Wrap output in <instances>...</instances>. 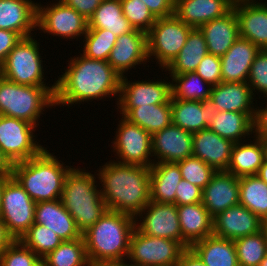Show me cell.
Wrapping results in <instances>:
<instances>
[{
    "label": "cell",
    "instance_id": "cell-1",
    "mask_svg": "<svg viewBox=\"0 0 267 266\" xmlns=\"http://www.w3.org/2000/svg\"><path fill=\"white\" fill-rule=\"evenodd\" d=\"M79 55L70 57L65 73L55 80V107H72L90 100L111 99L112 96L118 100L122 76L108 61L88 58L82 53Z\"/></svg>",
    "mask_w": 267,
    "mask_h": 266
},
{
    "label": "cell",
    "instance_id": "cell-2",
    "mask_svg": "<svg viewBox=\"0 0 267 266\" xmlns=\"http://www.w3.org/2000/svg\"><path fill=\"white\" fill-rule=\"evenodd\" d=\"M99 167L96 172L108 210L136 217L150 202V168L114 159Z\"/></svg>",
    "mask_w": 267,
    "mask_h": 266
},
{
    "label": "cell",
    "instance_id": "cell-3",
    "mask_svg": "<svg viewBox=\"0 0 267 266\" xmlns=\"http://www.w3.org/2000/svg\"><path fill=\"white\" fill-rule=\"evenodd\" d=\"M134 229L135 217L107 210L82 233L90 264L126 262Z\"/></svg>",
    "mask_w": 267,
    "mask_h": 266
},
{
    "label": "cell",
    "instance_id": "cell-4",
    "mask_svg": "<svg viewBox=\"0 0 267 266\" xmlns=\"http://www.w3.org/2000/svg\"><path fill=\"white\" fill-rule=\"evenodd\" d=\"M47 149L26 161L14 163L12 168V176L36 203L60 199L66 174L73 167Z\"/></svg>",
    "mask_w": 267,
    "mask_h": 266
},
{
    "label": "cell",
    "instance_id": "cell-5",
    "mask_svg": "<svg viewBox=\"0 0 267 266\" xmlns=\"http://www.w3.org/2000/svg\"><path fill=\"white\" fill-rule=\"evenodd\" d=\"M96 175V172L92 174L85 168L75 166L65 177L60 199L81 233L94 225L108 210Z\"/></svg>",
    "mask_w": 267,
    "mask_h": 266
},
{
    "label": "cell",
    "instance_id": "cell-6",
    "mask_svg": "<svg viewBox=\"0 0 267 266\" xmlns=\"http://www.w3.org/2000/svg\"><path fill=\"white\" fill-rule=\"evenodd\" d=\"M53 107L55 96L46 87L17 84L0 75V115L25 120L38 127L45 109Z\"/></svg>",
    "mask_w": 267,
    "mask_h": 266
},
{
    "label": "cell",
    "instance_id": "cell-7",
    "mask_svg": "<svg viewBox=\"0 0 267 266\" xmlns=\"http://www.w3.org/2000/svg\"><path fill=\"white\" fill-rule=\"evenodd\" d=\"M33 37L22 38L9 52L0 67V75L17 84L46 87L55 96L56 82L49 86L46 83L40 43Z\"/></svg>",
    "mask_w": 267,
    "mask_h": 266
},
{
    "label": "cell",
    "instance_id": "cell-8",
    "mask_svg": "<svg viewBox=\"0 0 267 266\" xmlns=\"http://www.w3.org/2000/svg\"><path fill=\"white\" fill-rule=\"evenodd\" d=\"M191 29L192 27L182 22L175 14L156 18L147 32L149 61L155 58L163 72L181 51Z\"/></svg>",
    "mask_w": 267,
    "mask_h": 266
},
{
    "label": "cell",
    "instance_id": "cell-9",
    "mask_svg": "<svg viewBox=\"0 0 267 266\" xmlns=\"http://www.w3.org/2000/svg\"><path fill=\"white\" fill-rule=\"evenodd\" d=\"M185 250L179 241L151 237L135 228L126 262L131 266H176Z\"/></svg>",
    "mask_w": 267,
    "mask_h": 266
},
{
    "label": "cell",
    "instance_id": "cell-10",
    "mask_svg": "<svg viewBox=\"0 0 267 266\" xmlns=\"http://www.w3.org/2000/svg\"><path fill=\"white\" fill-rule=\"evenodd\" d=\"M36 202L10 176L3 185L0 218L7 232L17 240L34 224Z\"/></svg>",
    "mask_w": 267,
    "mask_h": 266
},
{
    "label": "cell",
    "instance_id": "cell-11",
    "mask_svg": "<svg viewBox=\"0 0 267 266\" xmlns=\"http://www.w3.org/2000/svg\"><path fill=\"white\" fill-rule=\"evenodd\" d=\"M36 129L25 120L0 115V150L12 164L35 157L45 148L34 138Z\"/></svg>",
    "mask_w": 267,
    "mask_h": 266
},
{
    "label": "cell",
    "instance_id": "cell-12",
    "mask_svg": "<svg viewBox=\"0 0 267 266\" xmlns=\"http://www.w3.org/2000/svg\"><path fill=\"white\" fill-rule=\"evenodd\" d=\"M87 28L88 20L62 0L44 6L37 2L36 31L78 41V38L84 37Z\"/></svg>",
    "mask_w": 267,
    "mask_h": 266
},
{
    "label": "cell",
    "instance_id": "cell-13",
    "mask_svg": "<svg viewBox=\"0 0 267 266\" xmlns=\"http://www.w3.org/2000/svg\"><path fill=\"white\" fill-rule=\"evenodd\" d=\"M121 117L116 128L114 140L111 142L112 152H115L114 155L118 159L114 161L121 164H135L150 168L154 164L151 135L124 116Z\"/></svg>",
    "mask_w": 267,
    "mask_h": 266
},
{
    "label": "cell",
    "instance_id": "cell-14",
    "mask_svg": "<svg viewBox=\"0 0 267 266\" xmlns=\"http://www.w3.org/2000/svg\"><path fill=\"white\" fill-rule=\"evenodd\" d=\"M154 80H137L132 82L127 76L121 77L117 112L125 116L132 108L149 104H163L171 102L172 81L168 77ZM169 80V81H168Z\"/></svg>",
    "mask_w": 267,
    "mask_h": 266
},
{
    "label": "cell",
    "instance_id": "cell-15",
    "mask_svg": "<svg viewBox=\"0 0 267 266\" xmlns=\"http://www.w3.org/2000/svg\"><path fill=\"white\" fill-rule=\"evenodd\" d=\"M135 228L148 236L176 240L182 244L175 204L150 201L135 217Z\"/></svg>",
    "mask_w": 267,
    "mask_h": 266
},
{
    "label": "cell",
    "instance_id": "cell-16",
    "mask_svg": "<svg viewBox=\"0 0 267 266\" xmlns=\"http://www.w3.org/2000/svg\"><path fill=\"white\" fill-rule=\"evenodd\" d=\"M148 58L147 33L138 29L117 37L111 50L108 63L120 75H128L129 69L142 64L146 65ZM137 65V66H136Z\"/></svg>",
    "mask_w": 267,
    "mask_h": 266
},
{
    "label": "cell",
    "instance_id": "cell-17",
    "mask_svg": "<svg viewBox=\"0 0 267 266\" xmlns=\"http://www.w3.org/2000/svg\"><path fill=\"white\" fill-rule=\"evenodd\" d=\"M154 163L183 160L193 155V133L171 124L151 135Z\"/></svg>",
    "mask_w": 267,
    "mask_h": 266
},
{
    "label": "cell",
    "instance_id": "cell-18",
    "mask_svg": "<svg viewBox=\"0 0 267 266\" xmlns=\"http://www.w3.org/2000/svg\"><path fill=\"white\" fill-rule=\"evenodd\" d=\"M233 9L238 20L239 35L259 49H267V2L235 0Z\"/></svg>",
    "mask_w": 267,
    "mask_h": 266
},
{
    "label": "cell",
    "instance_id": "cell-19",
    "mask_svg": "<svg viewBox=\"0 0 267 266\" xmlns=\"http://www.w3.org/2000/svg\"><path fill=\"white\" fill-rule=\"evenodd\" d=\"M263 228L264 222L240 203L213 217V235L230 240L256 234Z\"/></svg>",
    "mask_w": 267,
    "mask_h": 266
},
{
    "label": "cell",
    "instance_id": "cell-20",
    "mask_svg": "<svg viewBox=\"0 0 267 266\" xmlns=\"http://www.w3.org/2000/svg\"><path fill=\"white\" fill-rule=\"evenodd\" d=\"M172 124L191 133L207 129L218 112L209 99L203 101L171 98Z\"/></svg>",
    "mask_w": 267,
    "mask_h": 266
},
{
    "label": "cell",
    "instance_id": "cell-21",
    "mask_svg": "<svg viewBox=\"0 0 267 266\" xmlns=\"http://www.w3.org/2000/svg\"><path fill=\"white\" fill-rule=\"evenodd\" d=\"M202 203L212 217L239 204V178L226 171H217L203 188Z\"/></svg>",
    "mask_w": 267,
    "mask_h": 266
},
{
    "label": "cell",
    "instance_id": "cell-22",
    "mask_svg": "<svg viewBox=\"0 0 267 266\" xmlns=\"http://www.w3.org/2000/svg\"><path fill=\"white\" fill-rule=\"evenodd\" d=\"M234 142L222 138L210 129L193 133V156L217 171H226L230 160Z\"/></svg>",
    "mask_w": 267,
    "mask_h": 266
},
{
    "label": "cell",
    "instance_id": "cell-23",
    "mask_svg": "<svg viewBox=\"0 0 267 266\" xmlns=\"http://www.w3.org/2000/svg\"><path fill=\"white\" fill-rule=\"evenodd\" d=\"M235 0H175L174 14L192 28L225 16Z\"/></svg>",
    "mask_w": 267,
    "mask_h": 266
},
{
    "label": "cell",
    "instance_id": "cell-24",
    "mask_svg": "<svg viewBox=\"0 0 267 266\" xmlns=\"http://www.w3.org/2000/svg\"><path fill=\"white\" fill-rule=\"evenodd\" d=\"M34 223L52 229L63 241L82 237L75 220L65 209L61 199L36 203Z\"/></svg>",
    "mask_w": 267,
    "mask_h": 266
},
{
    "label": "cell",
    "instance_id": "cell-25",
    "mask_svg": "<svg viewBox=\"0 0 267 266\" xmlns=\"http://www.w3.org/2000/svg\"><path fill=\"white\" fill-rule=\"evenodd\" d=\"M260 49L239 37L221 56L222 82H247L251 65Z\"/></svg>",
    "mask_w": 267,
    "mask_h": 266
},
{
    "label": "cell",
    "instance_id": "cell-26",
    "mask_svg": "<svg viewBox=\"0 0 267 266\" xmlns=\"http://www.w3.org/2000/svg\"><path fill=\"white\" fill-rule=\"evenodd\" d=\"M36 19L35 1L0 0V29L19 33L23 38L30 37L36 30Z\"/></svg>",
    "mask_w": 267,
    "mask_h": 266
},
{
    "label": "cell",
    "instance_id": "cell-27",
    "mask_svg": "<svg viewBox=\"0 0 267 266\" xmlns=\"http://www.w3.org/2000/svg\"><path fill=\"white\" fill-rule=\"evenodd\" d=\"M177 212L186 249L213 234V217L202 202L177 206Z\"/></svg>",
    "mask_w": 267,
    "mask_h": 266
},
{
    "label": "cell",
    "instance_id": "cell-28",
    "mask_svg": "<svg viewBox=\"0 0 267 266\" xmlns=\"http://www.w3.org/2000/svg\"><path fill=\"white\" fill-rule=\"evenodd\" d=\"M210 100L216 105L217 111L239 113H254L253 101H258L247 82H221L214 85L211 88Z\"/></svg>",
    "mask_w": 267,
    "mask_h": 266
},
{
    "label": "cell",
    "instance_id": "cell-29",
    "mask_svg": "<svg viewBox=\"0 0 267 266\" xmlns=\"http://www.w3.org/2000/svg\"><path fill=\"white\" fill-rule=\"evenodd\" d=\"M199 29L205 37L208 53L219 57L223 56L240 37L234 9L221 18L205 23Z\"/></svg>",
    "mask_w": 267,
    "mask_h": 266
},
{
    "label": "cell",
    "instance_id": "cell-30",
    "mask_svg": "<svg viewBox=\"0 0 267 266\" xmlns=\"http://www.w3.org/2000/svg\"><path fill=\"white\" fill-rule=\"evenodd\" d=\"M181 180L177 163H154L150 167V201L175 204L176 189Z\"/></svg>",
    "mask_w": 267,
    "mask_h": 266
},
{
    "label": "cell",
    "instance_id": "cell-31",
    "mask_svg": "<svg viewBox=\"0 0 267 266\" xmlns=\"http://www.w3.org/2000/svg\"><path fill=\"white\" fill-rule=\"evenodd\" d=\"M252 139L234 144L226 172L238 178L257 174L265 159L264 148L259 138Z\"/></svg>",
    "mask_w": 267,
    "mask_h": 266
},
{
    "label": "cell",
    "instance_id": "cell-32",
    "mask_svg": "<svg viewBox=\"0 0 267 266\" xmlns=\"http://www.w3.org/2000/svg\"><path fill=\"white\" fill-rule=\"evenodd\" d=\"M206 266H239L234 240L210 235L190 247Z\"/></svg>",
    "mask_w": 267,
    "mask_h": 266
},
{
    "label": "cell",
    "instance_id": "cell-33",
    "mask_svg": "<svg viewBox=\"0 0 267 266\" xmlns=\"http://www.w3.org/2000/svg\"><path fill=\"white\" fill-rule=\"evenodd\" d=\"M254 113H239L234 111H218L212 124L208 127L222 138L234 143L252 138V118ZM247 136V137H246Z\"/></svg>",
    "mask_w": 267,
    "mask_h": 266
},
{
    "label": "cell",
    "instance_id": "cell-34",
    "mask_svg": "<svg viewBox=\"0 0 267 266\" xmlns=\"http://www.w3.org/2000/svg\"><path fill=\"white\" fill-rule=\"evenodd\" d=\"M207 53L203 32L199 28H192L181 51L164 71L169 74L195 72Z\"/></svg>",
    "mask_w": 267,
    "mask_h": 266
},
{
    "label": "cell",
    "instance_id": "cell-35",
    "mask_svg": "<svg viewBox=\"0 0 267 266\" xmlns=\"http://www.w3.org/2000/svg\"><path fill=\"white\" fill-rule=\"evenodd\" d=\"M87 29H107L119 37L132 32L134 27L123 15L120 0H103L89 18Z\"/></svg>",
    "mask_w": 267,
    "mask_h": 266
},
{
    "label": "cell",
    "instance_id": "cell-36",
    "mask_svg": "<svg viewBox=\"0 0 267 266\" xmlns=\"http://www.w3.org/2000/svg\"><path fill=\"white\" fill-rule=\"evenodd\" d=\"M124 117L152 135L172 124L171 102L134 107Z\"/></svg>",
    "mask_w": 267,
    "mask_h": 266
},
{
    "label": "cell",
    "instance_id": "cell-37",
    "mask_svg": "<svg viewBox=\"0 0 267 266\" xmlns=\"http://www.w3.org/2000/svg\"><path fill=\"white\" fill-rule=\"evenodd\" d=\"M239 203L267 221V184L257 175L239 178Z\"/></svg>",
    "mask_w": 267,
    "mask_h": 266
},
{
    "label": "cell",
    "instance_id": "cell-38",
    "mask_svg": "<svg viewBox=\"0 0 267 266\" xmlns=\"http://www.w3.org/2000/svg\"><path fill=\"white\" fill-rule=\"evenodd\" d=\"M172 81V98L203 101L210 98L212 86L196 72L169 74Z\"/></svg>",
    "mask_w": 267,
    "mask_h": 266
},
{
    "label": "cell",
    "instance_id": "cell-39",
    "mask_svg": "<svg viewBox=\"0 0 267 266\" xmlns=\"http://www.w3.org/2000/svg\"><path fill=\"white\" fill-rule=\"evenodd\" d=\"M41 261L43 266H91L83 237L71 241H63Z\"/></svg>",
    "mask_w": 267,
    "mask_h": 266
},
{
    "label": "cell",
    "instance_id": "cell-40",
    "mask_svg": "<svg viewBox=\"0 0 267 266\" xmlns=\"http://www.w3.org/2000/svg\"><path fill=\"white\" fill-rule=\"evenodd\" d=\"M239 266H259L267 254V231L263 228L256 234L234 240Z\"/></svg>",
    "mask_w": 267,
    "mask_h": 266
},
{
    "label": "cell",
    "instance_id": "cell-41",
    "mask_svg": "<svg viewBox=\"0 0 267 266\" xmlns=\"http://www.w3.org/2000/svg\"><path fill=\"white\" fill-rule=\"evenodd\" d=\"M19 240L40 259L55 250L63 240L52 230L34 223Z\"/></svg>",
    "mask_w": 267,
    "mask_h": 266
},
{
    "label": "cell",
    "instance_id": "cell-42",
    "mask_svg": "<svg viewBox=\"0 0 267 266\" xmlns=\"http://www.w3.org/2000/svg\"><path fill=\"white\" fill-rule=\"evenodd\" d=\"M83 38V55L95 60L108 61L117 36L107 29H87Z\"/></svg>",
    "mask_w": 267,
    "mask_h": 266
},
{
    "label": "cell",
    "instance_id": "cell-43",
    "mask_svg": "<svg viewBox=\"0 0 267 266\" xmlns=\"http://www.w3.org/2000/svg\"><path fill=\"white\" fill-rule=\"evenodd\" d=\"M180 168L182 179L203 189L216 171L198 157L190 156L176 162Z\"/></svg>",
    "mask_w": 267,
    "mask_h": 266
},
{
    "label": "cell",
    "instance_id": "cell-44",
    "mask_svg": "<svg viewBox=\"0 0 267 266\" xmlns=\"http://www.w3.org/2000/svg\"><path fill=\"white\" fill-rule=\"evenodd\" d=\"M123 15L127 18L134 29L148 32L156 21L142 0H120Z\"/></svg>",
    "mask_w": 267,
    "mask_h": 266
},
{
    "label": "cell",
    "instance_id": "cell-45",
    "mask_svg": "<svg viewBox=\"0 0 267 266\" xmlns=\"http://www.w3.org/2000/svg\"><path fill=\"white\" fill-rule=\"evenodd\" d=\"M41 259L19 239L14 240L0 255V266H37Z\"/></svg>",
    "mask_w": 267,
    "mask_h": 266
},
{
    "label": "cell",
    "instance_id": "cell-46",
    "mask_svg": "<svg viewBox=\"0 0 267 266\" xmlns=\"http://www.w3.org/2000/svg\"><path fill=\"white\" fill-rule=\"evenodd\" d=\"M254 97L256 94L267 98V49H260L251 65L248 80Z\"/></svg>",
    "mask_w": 267,
    "mask_h": 266
},
{
    "label": "cell",
    "instance_id": "cell-47",
    "mask_svg": "<svg viewBox=\"0 0 267 266\" xmlns=\"http://www.w3.org/2000/svg\"><path fill=\"white\" fill-rule=\"evenodd\" d=\"M195 72L211 86L218 85L222 82L221 58L211 53H207L200 61Z\"/></svg>",
    "mask_w": 267,
    "mask_h": 266
},
{
    "label": "cell",
    "instance_id": "cell-48",
    "mask_svg": "<svg viewBox=\"0 0 267 266\" xmlns=\"http://www.w3.org/2000/svg\"><path fill=\"white\" fill-rule=\"evenodd\" d=\"M203 189L182 179L177 186L175 194V205H187L202 202Z\"/></svg>",
    "mask_w": 267,
    "mask_h": 266
},
{
    "label": "cell",
    "instance_id": "cell-49",
    "mask_svg": "<svg viewBox=\"0 0 267 266\" xmlns=\"http://www.w3.org/2000/svg\"><path fill=\"white\" fill-rule=\"evenodd\" d=\"M22 38L19 33L0 29V67L3 65L9 52Z\"/></svg>",
    "mask_w": 267,
    "mask_h": 266
},
{
    "label": "cell",
    "instance_id": "cell-50",
    "mask_svg": "<svg viewBox=\"0 0 267 266\" xmlns=\"http://www.w3.org/2000/svg\"><path fill=\"white\" fill-rule=\"evenodd\" d=\"M265 100L266 103H263L260 107L256 102L252 118V134L257 138L267 135V98ZM264 104H266L265 107H263Z\"/></svg>",
    "mask_w": 267,
    "mask_h": 266
},
{
    "label": "cell",
    "instance_id": "cell-51",
    "mask_svg": "<svg viewBox=\"0 0 267 266\" xmlns=\"http://www.w3.org/2000/svg\"><path fill=\"white\" fill-rule=\"evenodd\" d=\"M155 18L168 17L174 14L175 0H142Z\"/></svg>",
    "mask_w": 267,
    "mask_h": 266
},
{
    "label": "cell",
    "instance_id": "cell-52",
    "mask_svg": "<svg viewBox=\"0 0 267 266\" xmlns=\"http://www.w3.org/2000/svg\"><path fill=\"white\" fill-rule=\"evenodd\" d=\"M67 6L75 9L89 20L103 0H62Z\"/></svg>",
    "mask_w": 267,
    "mask_h": 266
},
{
    "label": "cell",
    "instance_id": "cell-53",
    "mask_svg": "<svg viewBox=\"0 0 267 266\" xmlns=\"http://www.w3.org/2000/svg\"><path fill=\"white\" fill-rule=\"evenodd\" d=\"M176 266H206V265L191 248H187L180 256V259Z\"/></svg>",
    "mask_w": 267,
    "mask_h": 266
},
{
    "label": "cell",
    "instance_id": "cell-54",
    "mask_svg": "<svg viewBox=\"0 0 267 266\" xmlns=\"http://www.w3.org/2000/svg\"><path fill=\"white\" fill-rule=\"evenodd\" d=\"M14 241V238L7 232L6 226L0 218V255Z\"/></svg>",
    "mask_w": 267,
    "mask_h": 266
},
{
    "label": "cell",
    "instance_id": "cell-55",
    "mask_svg": "<svg viewBox=\"0 0 267 266\" xmlns=\"http://www.w3.org/2000/svg\"><path fill=\"white\" fill-rule=\"evenodd\" d=\"M13 164L0 150V176H12Z\"/></svg>",
    "mask_w": 267,
    "mask_h": 266
},
{
    "label": "cell",
    "instance_id": "cell-56",
    "mask_svg": "<svg viewBox=\"0 0 267 266\" xmlns=\"http://www.w3.org/2000/svg\"><path fill=\"white\" fill-rule=\"evenodd\" d=\"M256 175L267 184V160L264 159Z\"/></svg>",
    "mask_w": 267,
    "mask_h": 266
},
{
    "label": "cell",
    "instance_id": "cell-57",
    "mask_svg": "<svg viewBox=\"0 0 267 266\" xmlns=\"http://www.w3.org/2000/svg\"><path fill=\"white\" fill-rule=\"evenodd\" d=\"M259 140L261 141L263 148H264V157L267 160V135L266 136H259Z\"/></svg>",
    "mask_w": 267,
    "mask_h": 266
},
{
    "label": "cell",
    "instance_id": "cell-58",
    "mask_svg": "<svg viewBox=\"0 0 267 266\" xmlns=\"http://www.w3.org/2000/svg\"><path fill=\"white\" fill-rule=\"evenodd\" d=\"M91 266H131V265L127 264V262H123V263H99Z\"/></svg>",
    "mask_w": 267,
    "mask_h": 266
},
{
    "label": "cell",
    "instance_id": "cell-59",
    "mask_svg": "<svg viewBox=\"0 0 267 266\" xmlns=\"http://www.w3.org/2000/svg\"><path fill=\"white\" fill-rule=\"evenodd\" d=\"M10 176H0V210H1V198H2V189L4 182L9 178Z\"/></svg>",
    "mask_w": 267,
    "mask_h": 266
},
{
    "label": "cell",
    "instance_id": "cell-60",
    "mask_svg": "<svg viewBox=\"0 0 267 266\" xmlns=\"http://www.w3.org/2000/svg\"><path fill=\"white\" fill-rule=\"evenodd\" d=\"M259 266H267V254L264 257V259L261 261V263L259 264Z\"/></svg>",
    "mask_w": 267,
    "mask_h": 266
},
{
    "label": "cell",
    "instance_id": "cell-61",
    "mask_svg": "<svg viewBox=\"0 0 267 266\" xmlns=\"http://www.w3.org/2000/svg\"><path fill=\"white\" fill-rule=\"evenodd\" d=\"M264 228H265L266 231H267V221L264 223Z\"/></svg>",
    "mask_w": 267,
    "mask_h": 266
},
{
    "label": "cell",
    "instance_id": "cell-62",
    "mask_svg": "<svg viewBox=\"0 0 267 266\" xmlns=\"http://www.w3.org/2000/svg\"><path fill=\"white\" fill-rule=\"evenodd\" d=\"M37 266H43L42 261Z\"/></svg>",
    "mask_w": 267,
    "mask_h": 266
}]
</instances>
